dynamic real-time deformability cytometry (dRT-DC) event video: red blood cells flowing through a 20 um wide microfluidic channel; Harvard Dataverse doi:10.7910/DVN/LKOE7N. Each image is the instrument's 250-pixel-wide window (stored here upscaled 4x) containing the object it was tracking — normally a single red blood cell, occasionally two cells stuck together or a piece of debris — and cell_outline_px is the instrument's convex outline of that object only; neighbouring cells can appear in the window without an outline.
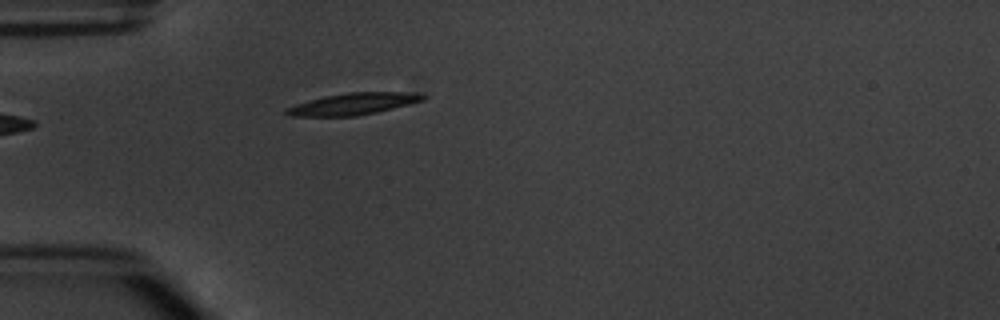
{"species": "common noctule bat (a hibernating species)", "species_latin": "Nyctalus noctula", "temperature_condition": "warm", "stored_images_in_passage": 1, "camera_frame_rate_fps": 3000, "um_per_image_px": 0.085, "animal": {"sex": "male", "body_mass_g": 20.1, "forearm_length_mm": 53.5}, "frame": {"image": 1, "passage_image": 1, "time_ms": 0.0, "image_size_px": [1000, 320], "cell_outline_px": [[428, 96], [424, 100], [376, 112], [356, 116], [288, 116], [284, 112], [284, 108], [308, 100], [324, 96], [348, 92], [420, 92]], "centroid_in_image_um": [30.02, 8.82], "position_along_channel_um": 55.0, "area_um2": 17.4}}